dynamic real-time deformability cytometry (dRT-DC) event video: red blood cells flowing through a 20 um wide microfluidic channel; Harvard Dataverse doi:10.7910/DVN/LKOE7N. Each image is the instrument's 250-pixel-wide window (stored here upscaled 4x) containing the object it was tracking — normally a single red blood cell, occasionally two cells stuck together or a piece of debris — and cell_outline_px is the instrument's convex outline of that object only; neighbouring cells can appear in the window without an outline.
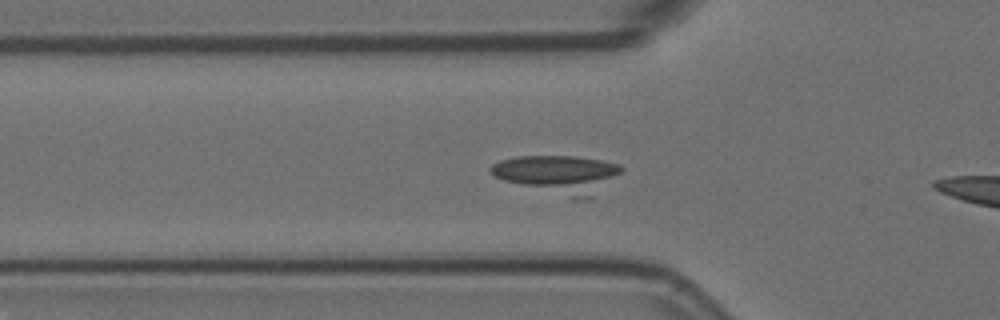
{"species": "Egyptian fruit bat (a non-hibernating species)", "species_latin": "Rousettus aegyptiacus", "temperature_condition": "room temperature", "stored_images_in_passage": 20, "camera_frame_rate_fps": 3000, "um_per_image_px": 0.085, "animal": {"sex": "female"}, "frame": {"image": 1, "passage_image": 3, "time_ms": 0.667, "image_size_px": [1000, 320], "cell_outline_px": [[624, 172], [588, 200], [572, 200], [504, 180], [496, 176], [488, 168], [492, 164], [500, 160], [516, 156], [576, 156], [600, 160], [620, 164], [624, 168]], "centroid_in_image_um": [47.51, 14.83], "position_along_channel_um": 78.3, "area_um2": 29.42}}
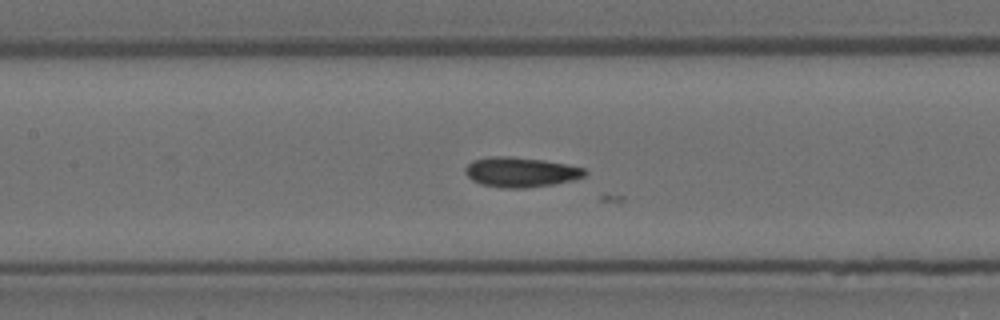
{"frame": {"image": 2, "passage_image": 10, "time_ms": 3.0, "image_size_px": [1000, 320], "cell_outline_px": [[588, 172], [584, 176], [572, 180], [552, 184], [524, 188], [504, 188], [480, 184], [472, 180], [464, 172], [464, 168], [472, 160], [492, 156], [508, 156], [544, 160], [584, 168]], "centroid_in_image_um": [44.22, 14.63], "position_along_channel_um": 163.2, "area_um2": 20.75}}
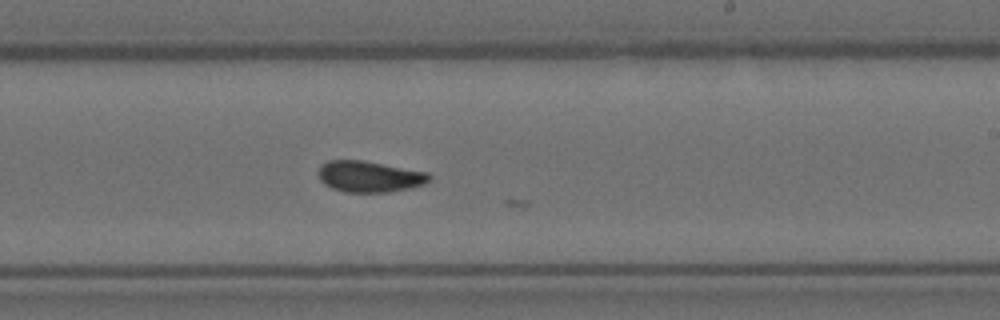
{"frame": {"image": 3, "passage_image": 18, "time_ms": 5.667, "image_size_px": [1000, 320], "cell_outline_px": [[432, 180], [424, 184], [412, 188], [388, 192], [344, 192], [332, 188], [324, 184], [320, 180], [316, 172], [320, 164], [328, 160], [364, 160], [428, 172], [432, 176]], "centroid_in_image_um": [31.39, 15.0], "position_along_channel_um": 257.6, "area_um2": 20.58}}